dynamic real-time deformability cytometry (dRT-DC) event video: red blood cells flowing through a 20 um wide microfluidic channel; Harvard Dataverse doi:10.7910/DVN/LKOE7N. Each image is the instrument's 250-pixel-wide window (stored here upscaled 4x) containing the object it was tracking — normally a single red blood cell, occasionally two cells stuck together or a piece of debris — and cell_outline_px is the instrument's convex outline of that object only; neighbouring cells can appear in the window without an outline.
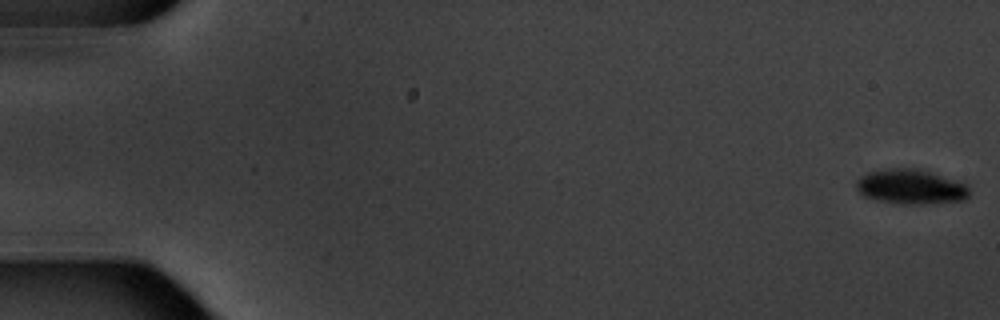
{"species": "common noctule bat (a hibernating species)", "species_latin": "Nyctalus noctula", "temperature_condition": "warm", "stored_images_in_passage": 6, "camera_frame_rate_fps": 3000, "um_per_image_px": 0.085, "animal": {"sex": "male", "body_mass_g": 20.1, "forearm_length_mm": 53.5}, "frame": {"image": 1, "passage_image": 1, "time_ms": 0.0, "image_size_px": [1000, 320], "cell_outline_px": [[968, 196], [964, 200], [924, 204], [900, 204], [876, 200], [864, 196], [856, 188], [856, 180], [860, 176], [868, 172], [888, 168], [916, 168], [932, 172], [960, 180], [968, 184]], "centroid_in_image_um": [77.43, 15.86], "position_along_channel_um": 7.6, "area_um2": 23.24}}